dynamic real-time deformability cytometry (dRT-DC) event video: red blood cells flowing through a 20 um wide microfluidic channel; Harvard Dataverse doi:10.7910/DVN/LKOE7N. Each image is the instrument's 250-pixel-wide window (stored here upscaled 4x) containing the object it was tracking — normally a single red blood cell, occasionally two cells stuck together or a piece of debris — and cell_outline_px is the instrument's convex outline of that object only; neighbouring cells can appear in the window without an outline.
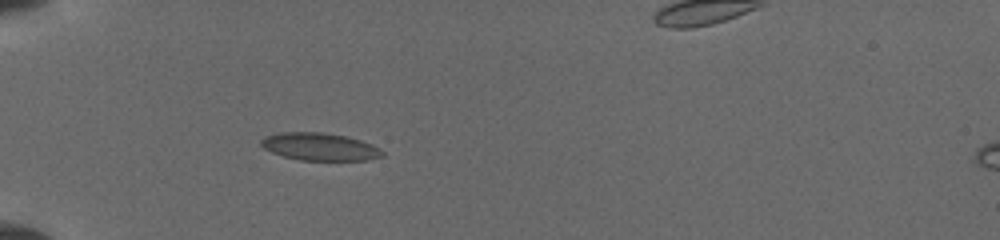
{"species": "common noctule bat (a hibernating species)", "species_latin": "Nyctalus noctula", "temperature_condition": "cold", "stored_images_in_passage": 35, "camera_frame_rate_fps": 3000, "um_per_image_px": 0.085, "animal": {"sex": "female", "body_mass_g": 19.5, "forearm_length_mm": 54.1}, "frame": {"image": 1, "passage_image": 24, "time_ms": 4.0, "image_size_px": [1000, 240], "cell_outline_px": [[384, 156], [368, 160], [300, 160], [284, 156], [272, 152], [264, 148], [260, 144], [260, 140], [264, 136], [280, 132], [320, 132], [344, 136], [360, 140], [372, 144], [384, 152]], "centroid_in_image_um": [27.16, 12.47], "position_along_channel_um": 57.8, "area_um2": 19.42}}
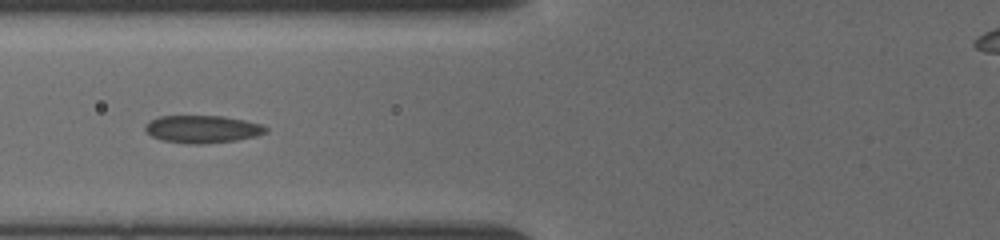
{"frame": {"image": 2, "passage_image": 34, "time_ms": 5.667, "image_size_px": [1000, 240], "cell_outline_px": [[268, 132], [256, 136], [236, 140], [200, 144], [184, 144], [160, 140], [152, 136], [144, 128], [144, 124], [160, 116], [224, 116], [244, 120], [260, 124], [268, 128]], "centroid_in_image_um": [17.2, 10.98], "position_along_channel_um": 108.6, "area_um2": 19.42}}